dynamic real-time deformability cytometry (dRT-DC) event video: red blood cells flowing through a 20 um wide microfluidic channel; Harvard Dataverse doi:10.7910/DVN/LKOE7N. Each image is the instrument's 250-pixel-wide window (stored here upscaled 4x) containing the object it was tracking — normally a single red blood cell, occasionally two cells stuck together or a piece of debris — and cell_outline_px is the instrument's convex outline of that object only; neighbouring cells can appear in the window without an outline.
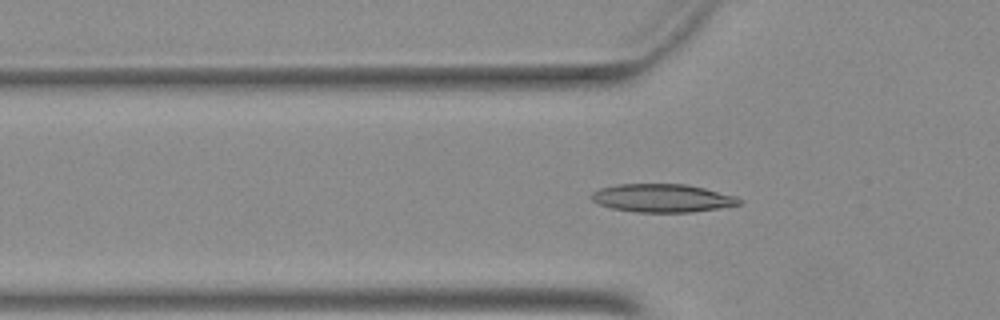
{"species": "Egyptian fruit bat (a non-hibernating species)", "species_latin": "Rousettus aegyptiacus", "temperature_condition": "warm", "stored_images_in_passage": 49, "camera_frame_rate_fps": 3000, "um_per_image_px": 0.085, "animal": {"sex": "female"}, "frame": {"image": 1, "passage_image": 14, "time_ms": 4.333, "image_size_px": [1000, 320], "cell_outline_px": [[740, 204], [692, 212], [636, 212], [612, 208], [600, 204], [592, 200], [588, 196], [592, 192], [600, 188], [616, 184], [684, 184], [704, 188], [736, 196], [740, 200]], "centroid_in_image_um": [56.24, 16.83], "position_along_channel_um": 69.6, "area_um2": 24.1}}
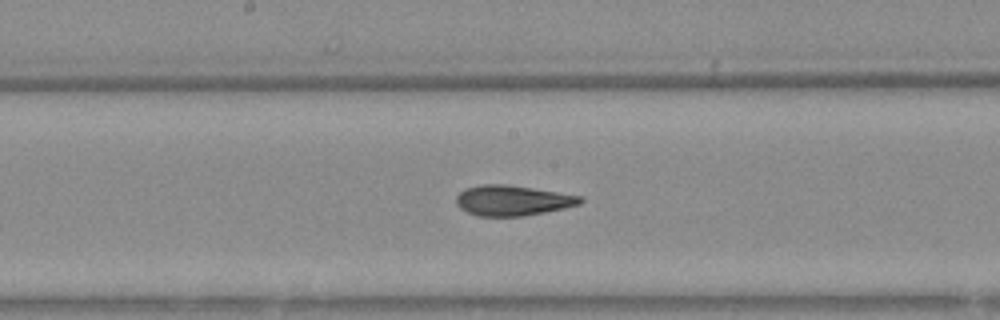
{"frame": {"image": 2, "passage_image": 24, "time_ms": 7.667, "image_size_px": [1000, 320], "cell_outline_px": [[584, 200], [580, 204], [564, 208], [544, 212], [520, 216], [480, 216], [468, 212], [460, 208], [456, 204], [456, 196], [464, 188], [484, 184], [504, 184], [532, 188], [580, 196]], "centroid_in_image_um": [43.53, 17.03], "position_along_channel_um": 204.7, "area_um2": 21.68}}
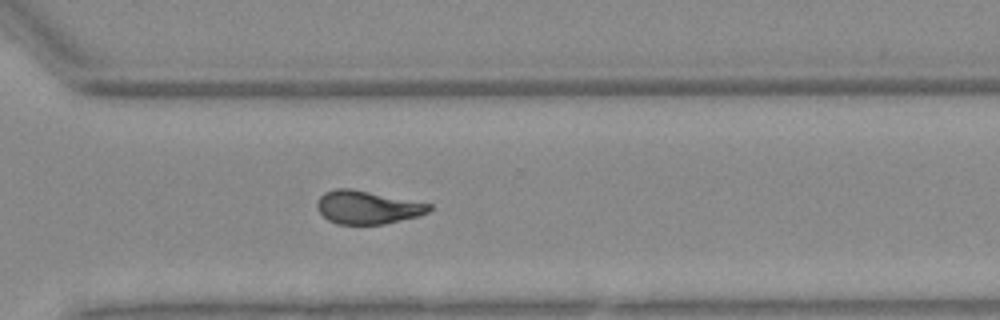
{"frame": {"image": 3, "passage_image": 34, "time_ms": 11.0, "image_size_px": [1000, 320], "cell_outline_px": [[432, 208], [428, 212], [416, 216], [384, 224], [336, 224], [328, 220], [316, 208], [316, 204], [320, 196], [324, 192], [336, 188], [352, 188], [432, 204]], "centroid_in_image_um": [31.2, 17.61], "position_along_channel_um": 339.4, "area_um2": 21.68}}